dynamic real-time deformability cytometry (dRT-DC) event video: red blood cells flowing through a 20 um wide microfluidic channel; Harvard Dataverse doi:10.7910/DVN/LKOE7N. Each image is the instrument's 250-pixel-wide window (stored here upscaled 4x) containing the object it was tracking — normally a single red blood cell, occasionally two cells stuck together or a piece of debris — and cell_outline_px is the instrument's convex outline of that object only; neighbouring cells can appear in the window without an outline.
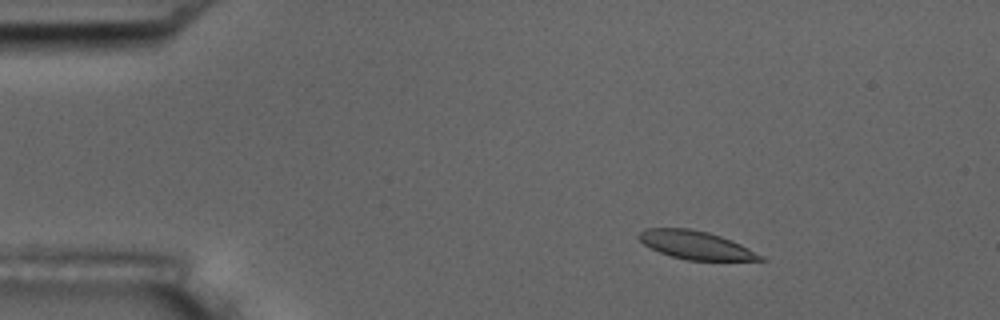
{"species": "common noctule bat (a hibernating species)", "species_latin": "Nyctalus noctula", "temperature_condition": "room temperature", "stored_images_in_passage": 6, "camera_frame_rate_fps": 3000, "um_per_image_px": 0.085, "animal": {"sex": "male", "body_mass_g": 17.5, "forearm_length_mm": 52.3}, "frame": {"image": 1, "passage_image": 3, "time_ms": 2.333, "image_size_px": [1000, 320], "cell_outline_px": [[768, 260], [688, 260], [672, 256], [660, 252], [644, 244], [636, 236], [640, 232], [648, 228], [692, 228], [708, 232], [732, 240], [764, 256]], "centroid_in_image_um": [59.15, 20.82], "position_along_channel_um": 25.8, "area_um2": 19.83}}